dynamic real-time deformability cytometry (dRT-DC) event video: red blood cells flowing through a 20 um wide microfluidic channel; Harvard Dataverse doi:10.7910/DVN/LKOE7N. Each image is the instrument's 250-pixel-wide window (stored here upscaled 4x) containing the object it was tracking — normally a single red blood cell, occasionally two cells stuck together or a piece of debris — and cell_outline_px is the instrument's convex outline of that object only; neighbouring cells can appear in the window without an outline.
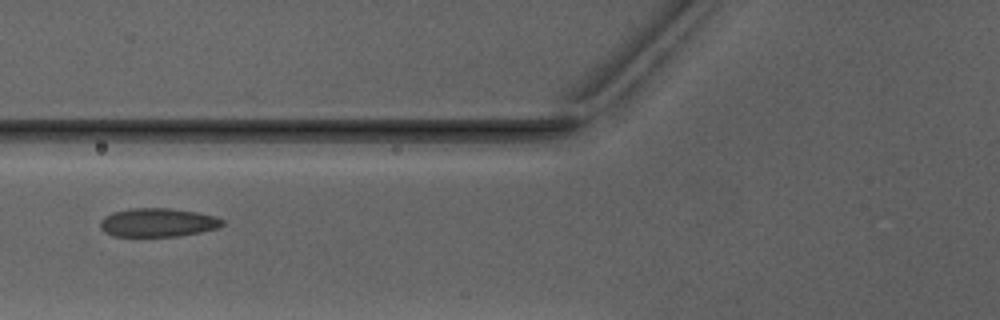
{"species": "Egyptian fruit bat (a non-hibernating species)", "species_latin": "Rousettus aegyptiacus", "temperature_condition": "warm", "stored_images_in_passage": 5, "camera_frame_rate_fps": 3000, "um_per_image_px": 0.085, "animal": {"sex": "male"}, "frame": {"image": 1, "passage_image": 4, "time_ms": 3.667, "image_size_px": [1000, 320], "cell_outline_px": [[224, 224], [220, 228], [200, 232], [176, 236], [112, 236], [104, 232], [100, 228], [100, 220], [104, 216], [112, 212], [132, 208], [172, 208], [196, 212], [216, 216], [224, 220]], "centroid_in_image_um": [13.41, 18.91], "position_along_channel_um": 112.4, "area_um2": 20.58}}
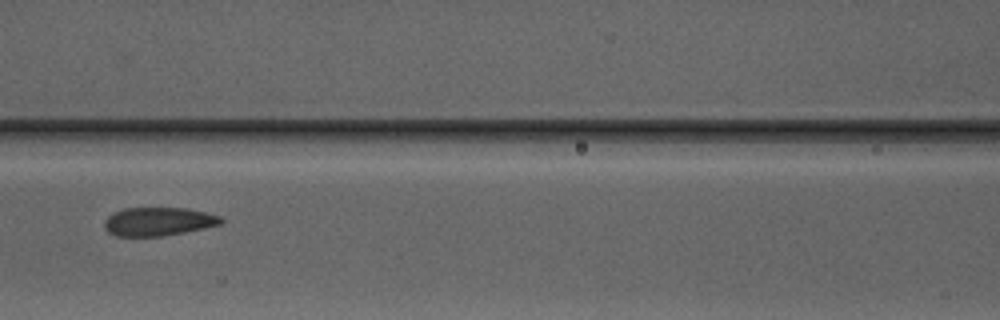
{"frame": {"image": 2, "passage_image": 5, "time_ms": 4.667, "image_size_px": [1000, 320], "cell_outline_px": [[224, 220], [220, 224], [204, 228], [184, 232], [160, 236], [116, 236], [108, 232], [104, 228], [104, 220], [112, 212], [124, 208], [188, 208], [220, 216]], "centroid_in_image_um": [13.42, 18.82], "position_along_channel_um": 153.2, "area_um2": 19.36}}